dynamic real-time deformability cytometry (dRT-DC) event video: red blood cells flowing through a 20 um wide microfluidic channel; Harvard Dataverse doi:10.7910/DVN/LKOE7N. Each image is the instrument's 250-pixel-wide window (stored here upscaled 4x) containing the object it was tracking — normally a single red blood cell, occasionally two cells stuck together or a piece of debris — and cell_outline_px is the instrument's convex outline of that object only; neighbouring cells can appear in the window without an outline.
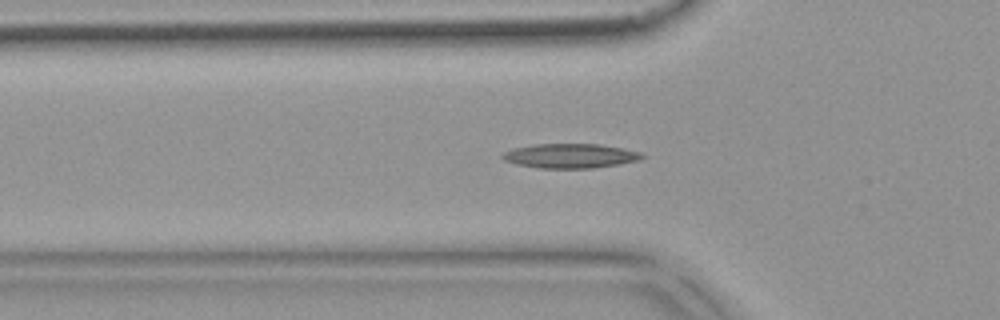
{"species": "common noctule bat (a hibernating species)", "species_latin": "Nyctalus noctula", "temperature_condition": "warm", "stored_images_in_passage": 53, "camera_frame_rate_fps": 3000, "um_per_image_px": 0.085, "animal": {"sex": "female", "body_mass_g": 18.4}, "frame": {"image": 1, "passage_image": 18, "time_ms": 5.667, "image_size_px": [1000, 320], "cell_outline_px": [[644, 156], [640, 160], [620, 164], [592, 168], [540, 168], [516, 164], [504, 160], [500, 156], [504, 152], [512, 148], [536, 144], [596, 144], [620, 148], [640, 152]], "centroid_in_image_um": [48.44, 13.25], "position_along_channel_um": 77.4, "area_um2": 19.77}}
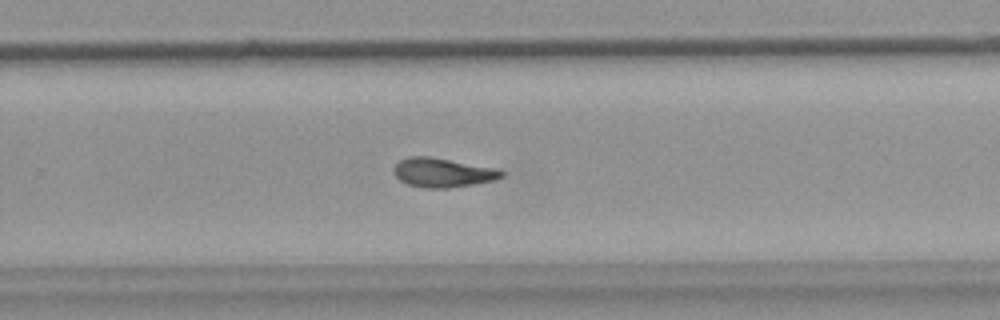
{"frame": {"image": 2, "passage_image": 35, "time_ms": 11.333, "image_size_px": [1000, 320], "cell_outline_px": [[504, 176], [496, 180], [476, 184], [448, 188], [424, 188], [408, 184], [400, 180], [392, 172], [392, 168], [400, 160], [408, 156], [432, 156], [496, 168], [504, 172]], "centroid_in_image_um": [37.63, 14.66], "position_along_channel_um": 292.2, "area_um2": 18.61}}
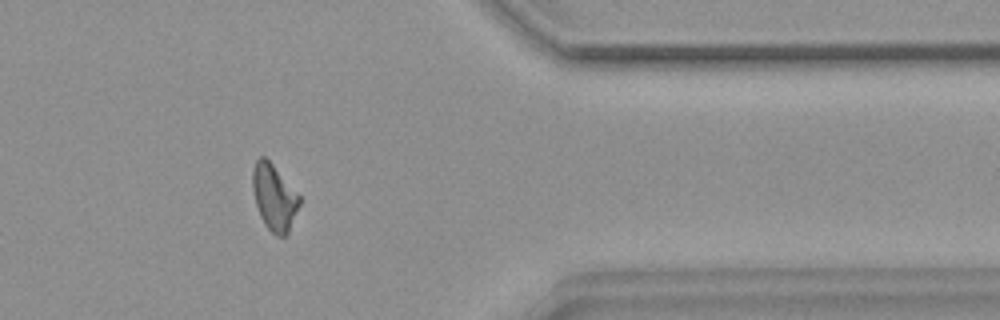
{"frame": {"image": 3, "passage_image": 44, "time_ms": 14.333, "image_size_px": [1000, 320], "cell_outline_px": [[300, 204], [288, 232], [284, 236], [276, 236], [264, 224], [260, 216], [256, 204], [252, 188], [252, 172], [256, 160], [260, 156], [264, 156], [272, 164], [300, 196]], "centroid_in_image_um": [23.29, 16.77], "position_along_channel_um": 388.1, "area_um2": 17.8}, "authors_computed_cell_mechanics": {"area_um2": 18.1492, "velocity_mm_per_s": 3.7959, "shape_relaxation_time_tau1_ms": null, "shape_relaxation_time_tau2_ms": 6.6335, "deformation_change_tau1": null, "deformation_change_tau2": 0.1548}}